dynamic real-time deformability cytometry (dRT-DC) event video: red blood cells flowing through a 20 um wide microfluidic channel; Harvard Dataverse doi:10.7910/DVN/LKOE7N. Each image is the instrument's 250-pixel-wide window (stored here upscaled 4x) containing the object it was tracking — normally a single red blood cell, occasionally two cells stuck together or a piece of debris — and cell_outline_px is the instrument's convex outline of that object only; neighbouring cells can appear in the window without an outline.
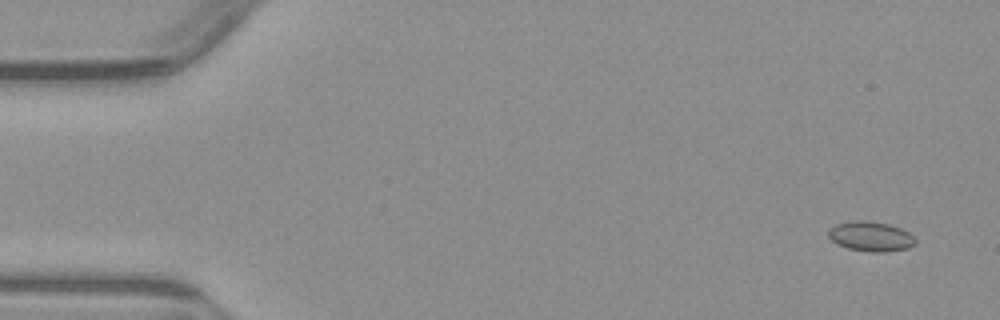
{"species": "common noctule bat (a hibernating species)", "species_latin": "Nyctalus noctula", "temperature_condition": "warm", "stored_images_in_passage": 6, "camera_frame_rate_fps": 3000, "um_per_image_px": 0.085, "animal": {"sex": "male", "body_mass_g": 23.1, "forearm_length_mm": 52.7}, "frame": {"image": 1, "passage_image": 1, "time_ms": 0.0, "image_size_px": [1000, 320], "cell_outline_px": [[916, 244], [908, 248], [880, 252], [872, 252], [848, 248], [836, 244], [828, 236], [828, 228], [836, 224], [852, 220], [864, 220], [888, 224], [900, 228], [908, 232], [916, 240]], "centroid_in_image_um": [73.98, 20.08], "position_along_channel_um": 11.0, "area_um2": 15.09}}
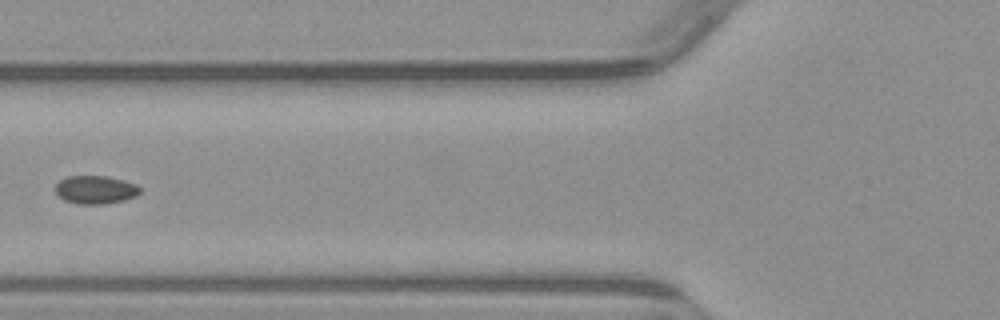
{"frame": {"image": 2, "passage_image": 5, "time_ms": 6.0, "image_size_px": [1000, 320], "cell_outline_px": [[140, 192], [136, 196], [124, 200], [104, 204], [80, 204], [64, 200], [56, 192], [56, 184], [60, 180], [68, 176], [108, 176], [124, 180], [136, 184], [140, 188]], "centroid_in_image_um": [8.13, 16.12], "position_along_channel_um": 117.7, "area_um2": 13.87}}
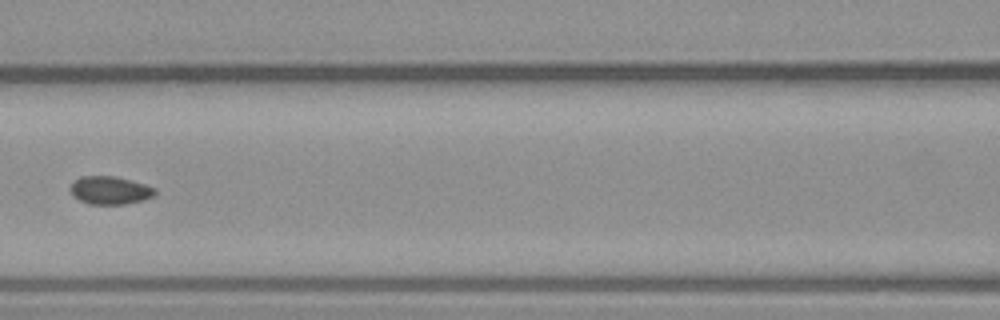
{"frame": {"image": 3, "passage_image": 6, "time_ms": 7.0, "image_size_px": [1000, 320], "cell_outline_px": [[156, 192], [152, 196], [144, 200], [124, 204], [88, 204], [72, 196], [68, 188], [80, 176], [116, 176], [132, 180], [156, 188]], "centroid_in_image_um": [9.33, 16.17], "position_along_channel_um": 157.3, "area_um2": 13.93}}